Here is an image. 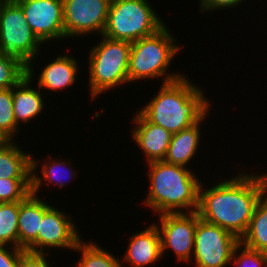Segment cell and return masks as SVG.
<instances>
[{"mask_svg":"<svg viewBox=\"0 0 267 267\" xmlns=\"http://www.w3.org/2000/svg\"><path fill=\"white\" fill-rule=\"evenodd\" d=\"M242 171L208 188L201 182L196 211L200 219L223 228L239 240L247 232L257 201L267 189V172Z\"/></svg>","mask_w":267,"mask_h":267,"instance_id":"6da1fadb","label":"cell"},{"mask_svg":"<svg viewBox=\"0 0 267 267\" xmlns=\"http://www.w3.org/2000/svg\"><path fill=\"white\" fill-rule=\"evenodd\" d=\"M187 74L161 84L156 95L138 112L149 122L159 125L171 134L178 133L200 122L210 113L211 100L202 87L194 84Z\"/></svg>","mask_w":267,"mask_h":267,"instance_id":"7a4b0ae2","label":"cell"},{"mask_svg":"<svg viewBox=\"0 0 267 267\" xmlns=\"http://www.w3.org/2000/svg\"><path fill=\"white\" fill-rule=\"evenodd\" d=\"M149 188L143 204L156 213H191L198 209L201 179L192 167L155 161L147 164ZM159 213V214H158Z\"/></svg>","mask_w":267,"mask_h":267,"instance_id":"3957f363","label":"cell"},{"mask_svg":"<svg viewBox=\"0 0 267 267\" xmlns=\"http://www.w3.org/2000/svg\"><path fill=\"white\" fill-rule=\"evenodd\" d=\"M170 31L165 24L155 34L131 43L128 65L130 84L144 79L155 80L156 78L157 80L161 78L162 84H164L183 76L181 71L178 73L169 71L170 63L172 60L174 61L182 48Z\"/></svg>","mask_w":267,"mask_h":267,"instance_id":"277c9868","label":"cell"},{"mask_svg":"<svg viewBox=\"0 0 267 267\" xmlns=\"http://www.w3.org/2000/svg\"><path fill=\"white\" fill-rule=\"evenodd\" d=\"M131 42L101 35L100 42L89 51L88 87L95 100L109 90L129 84L128 65ZM103 93V94H102Z\"/></svg>","mask_w":267,"mask_h":267,"instance_id":"5b68a950","label":"cell"},{"mask_svg":"<svg viewBox=\"0 0 267 267\" xmlns=\"http://www.w3.org/2000/svg\"><path fill=\"white\" fill-rule=\"evenodd\" d=\"M41 46L44 48L28 25L22 8L8 0L0 12V53L13 58L27 70L29 78L35 79L38 75L33 65L40 56Z\"/></svg>","mask_w":267,"mask_h":267,"instance_id":"8992f818","label":"cell"},{"mask_svg":"<svg viewBox=\"0 0 267 267\" xmlns=\"http://www.w3.org/2000/svg\"><path fill=\"white\" fill-rule=\"evenodd\" d=\"M161 19L149 0H111L103 36L132 43L155 34Z\"/></svg>","mask_w":267,"mask_h":267,"instance_id":"52a82bcc","label":"cell"},{"mask_svg":"<svg viewBox=\"0 0 267 267\" xmlns=\"http://www.w3.org/2000/svg\"><path fill=\"white\" fill-rule=\"evenodd\" d=\"M240 240L223 228L205 222L197 213L194 251L195 267H226ZM194 258V259H193ZM194 267V266H193Z\"/></svg>","mask_w":267,"mask_h":267,"instance_id":"ba28073f","label":"cell"},{"mask_svg":"<svg viewBox=\"0 0 267 267\" xmlns=\"http://www.w3.org/2000/svg\"><path fill=\"white\" fill-rule=\"evenodd\" d=\"M153 222L158 228L161 239V252L164 258L169 249L177 261L191 263L194 251V238L197 225V212L163 213ZM160 224V225H159Z\"/></svg>","mask_w":267,"mask_h":267,"instance_id":"9c48e42d","label":"cell"},{"mask_svg":"<svg viewBox=\"0 0 267 267\" xmlns=\"http://www.w3.org/2000/svg\"><path fill=\"white\" fill-rule=\"evenodd\" d=\"M111 0H62L65 37L103 35ZM83 35V36H82Z\"/></svg>","mask_w":267,"mask_h":267,"instance_id":"30bf717a","label":"cell"},{"mask_svg":"<svg viewBox=\"0 0 267 267\" xmlns=\"http://www.w3.org/2000/svg\"><path fill=\"white\" fill-rule=\"evenodd\" d=\"M71 218V214L52 205L43 214L37 239L26 250L35 253H50L49 248L74 250L82 238Z\"/></svg>","mask_w":267,"mask_h":267,"instance_id":"8fae6325","label":"cell"},{"mask_svg":"<svg viewBox=\"0 0 267 267\" xmlns=\"http://www.w3.org/2000/svg\"><path fill=\"white\" fill-rule=\"evenodd\" d=\"M14 1L22 8L28 25L44 45L50 40L61 42L66 39L62 0Z\"/></svg>","mask_w":267,"mask_h":267,"instance_id":"7c38bea8","label":"cell"},{"mask_svg":"<svg viewBox=\"0 0 267 267\" xmlns=\"http://www.w3.org/2000/svg\"><path fill=\"white\" fill-rule=\"evenodd\" d=\"M133 117L134 128L131 137L140 152L145 154L147 164L164 161L172 134L163 127L147 121L138 111Z\"/></svg>","mask_w":267,"mask_h":267,"instance_id":"4fadbf2b","label":"cell"},{"mask_svg":"<svg viewBox=\"0 0 267 267\" xmlns=\"http://www.w3.org/2000/svg\"><path fill=\"white\" fill-rule=\"evenodd\" d=\"M130 237L126 253L120 259L121 267L125 264L131 267H146L163 259L160 234L154 223Z\"/></svg>","mask_w":267,"mask_h":267,"instance_id":"5bb4252c","label":"cell"},{"mask_svg":"<svg viewBox=\"0 0 267 267\" xmlns=\"http://www.w3.org/2000/svg\"><path fill=\"white\" fill-rule=\"evenodd\" d=\"M46 160L45 158V160L39 164V160L35 159L33 154H31V193L38 196L40 194L38 192L42 191L41 189L44 188V185L54 184V186L58 185V188L63 189L65 188L64 185L73 181V178H77L75 177L77 171L73 169L70 159L68 161L61 159L58 161V158L53 157L52 159L48 158V160ZM38 167L40 168V172L37 171Z\"/></svg>","mask_w":267,"mask_h":267,"instance_id":"9a60e30c","label":"cell"},{"mask_svg":"<svg viewBox=\"0 0 267 267\" xmlns=\"http://www.w3.org/2000/svg\"><path fill=\"white\" fill-rule=\"evenodd\" d=\"M78 65L74 56L59 54L38 72L37 86L45 91H64L76 82L77 74L81 72Z\"/></svg>","mask_w":267,"mask_h":267,"instance_id":"2e32d148","label":"cell"},{"mask_svg":"<svg viewBox=\"0 0 267 267\" xmlns=\"http://www.w3.org/2000/svg\"><path fill=\"white\" fill-rule=\"evenodd\" d=\"M29 193L20 201L18 215V248L26 250L38 236L43 214L52 206L45 199Z\"/></svg>","mask_w":267,"mask_h":267,"instance_id":"e0dca14e","label":"cell"},{"mask_svg":"<svg viewBox=\"0 0 267 267\" xmlns=\"http://www.w3.org/2000/svg\"><path fill=\"white\" fill-rule=\"evenodd\" d=\"M32 82L36 81L26 75L13 87V113L19 127L22 126L21 123L25 126L34 121L46 107L43 93L38 86L34 88Z\"/></svg>","mask_w":267,"mask_h":267,"instance_id":"ac0fdd59","label":"cell"},{"mask_svg":"<svg viewBox=\"0 0 267 267\" xmlns=\"http://www.w3.org/2000/svg\"><path fill=\"white\" fill-rule=\"evenodd\" d=\"M208 115L210 114L208 113L200 122L172 134L170 145L164 158L166 163L189 168L190 162L194 159L193 157H196L198 150H200V141L202 140L200 137H203L201 124L205 122Z\"/></svg>","mask_w":267,"mask_h":267,"instance_id":"d6986e66","label":"cell"},{"mask_svg":"<svg viewBox=\"0 0 267 267\" xmlns=\"http://www.w3.org/2000/svg\"><path fill=\"white\" fill-rule=\"evenodd\" d=\"M19 146L0 140V179H31V153Z\"/></svg>","mask_w":267,"mask_h":267,"instance_id":"ffe728a7","label":"cell"},{"mask_svg":"<svg viewBox=\"0 0 267 267\" xmlns=\"http://www.w3.org/2000/svg\"><path fill=\"white\" fill-rule=\"evenodd\" d=\"M240 242L250 249L267 253V189L259 197L248 230Z\"/></svg>","mask_w":267,"mask_h":267,"instance_id":"44dd1931","label":"cell"},{"mask_svg":"<svg viewBox=\"0 0 267 267\" xmlns=\"http://www.w3.org/2000/svg\"><path fill=\"white\" fill-rule=\"evenodd\" d=\"M87 241L82 239L73 250L81 255L76 267H121L120 260L111 251L94 241Z\"/></svg>","mask_w":267,"mask_h":267,"instance_id":"7402d4cb","label":"cell"},{"mask_svg":"<svg viewBox=\"0 0 267 267\" xmlns=\"http://www.w3.org/2000/svg\"><path fill=\"white\" fill-rule=\"evenodd\" d=\"M20 202L0 203V244L18 248Z\"/></svg>","mask_w":267,"mask_h":267,"instance_id":"603a6c76","label":"cell"},{"mask_svg":"<svg viewBox=\"0 0 267 267\" xmlns=\"http://www.w3.org/2000/svg\"><path fill=\"white\" fill-rule=\"evenodd\" d=\"M20 127L13 113V88L0 90V140L14 141ZM15 137V138H14Z\"/></svg>","mask_w":267,"mask_h":267,"instance_id":"cb8c5ba5","label":"cell"},{"mask_svg":"<svg viewBox=\"0 0 267 267\" xmlns=\"http://www.w3.org/2000/svg\"><path fill=\"white\" fill-rule=\"evenodd\" d=\"M31 192V179H0V203L20 202Z\"/></svg>","mask_w":267,"mask_h":267,"instance_id":"d4e9b609","label":"cell"},{"mask_svg":"<svg viewBox=\"0 0 267 267\" xmlns=\"http://www.w3.org/2000/svg\"><path fill=\"white\" fill-rule=\"evenodd\" d=\"M26 75L27 70L21 64L0 53V90L13 88Z\"/></svg>","mask_w":267,"mask_h":267,"instance_id":"484cf974","label":"cell"},{"mask_svg":"<svg viewBox=\"0 0 267 267\" xmlns=\"http://www.w3.org/2000/svg\"><path fill=\"white\" fill-rule=\"evenodd\" d=\"M231 264L235 267H267V253L250 249L239 242L228 265Z\"/></svg>","mask_w":267,"mask_h":267,"instance_id":"4316f807","label":"cell"},{"mask_svg":"<svg viewBox=\"0 0 267 267\" xmlns=\"http://www.w3.org/2000/svg\"><path fill=\"white\" fill-rule=\"evenodd\" d=\"M50 253H35L23 250L20 253L19 267H52L48 257Z\"/></svg>","mask_w":267,"mask_h":267,"instance_id":"83f0119b","label":"cell"},{"mask_svg":"<svg viewBox=\"0 0 267 267\" xmlns=\"http://www.w3.org/2000/svg\"><path fill=\"white\" fill-rule=\"evenodd\" d=\"M23 251L7 244H0V267H19L20 253Z\"/></svg>","mask_w":267,"mask_h":267,"instance_id":"f1b7e54d","label":"cell"},{"mask_svg":"<svg viewBox=\"0 0 267 267\" xmlns=\"http://www.w3.org/2000/svg\"><path fill=\"white\" fill-rule=\"evenodd\" d=\"M246 2V0H199V12L221 11L223 9L237 8L239 4Z\"/></svg>","mask_w":267,"mask_h":267,"instance_id":"f546056e","label":"cell"},{"mask_svg":"<svg viewBox=\"0 0 267 267\" xmlns=\"http://www.w3.org/2000/svg\"><path fill=\"white\" fill-rule=\"evenodd\" d=\"M8 0H0V12L3 7V5L7 2Z\"/></svg>","mask_w":267,"mask_h":267,"instance_id":"4dcf8cb0","label":"cell"}]
</instances>
